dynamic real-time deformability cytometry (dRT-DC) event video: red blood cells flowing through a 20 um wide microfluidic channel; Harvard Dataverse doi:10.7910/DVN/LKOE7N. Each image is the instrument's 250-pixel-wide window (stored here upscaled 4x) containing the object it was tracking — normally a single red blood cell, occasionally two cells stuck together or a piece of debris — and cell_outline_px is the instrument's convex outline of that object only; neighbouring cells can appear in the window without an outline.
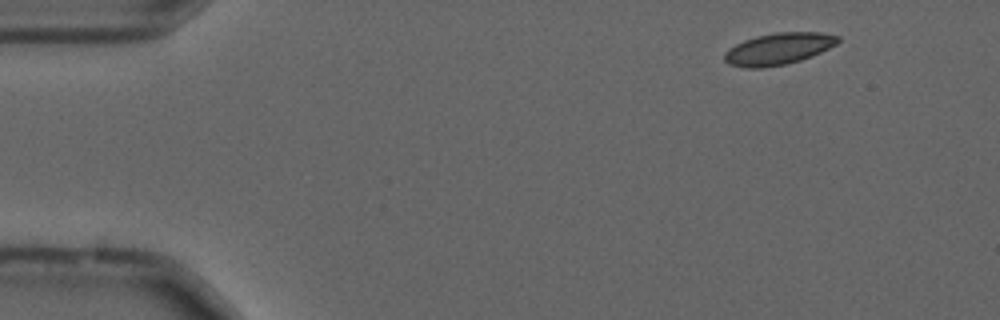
{"species": "common noctule bat (a hibernating species)", "species_latin": "Nyctalus noctula", "temperature_condition": "cold", "stored_images_in_passage": 49, "camera_frame_rate_fps": 3000, "um_per_image_px": 0.085, "animal": {"sex": "male", "forearm_length_mm": 52.5}, "frame": {"image": 1, "passage_image": 5, "time_ms": 1.333, "image_size_px": [1000, 320], "cell_outline_px": [[840, 40], [836, 44], [812, 56], [800, 60], [784, 64], [764, 68], [744, 68], [728, 64], [724, 60], [724, 52], [728, 48], [744, 40], [756, 36], [776, 32], [820, 32], [840, 36]], "centroid_in_image_um": [66.14, 4.15], "position_along_channel_um": 18.9, "area_um2": 21.04}}
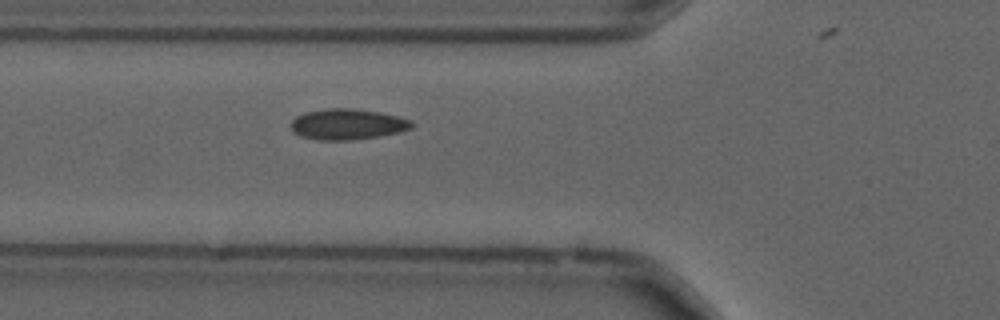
{"frame": {"image": 2, "passage_image": 19, "time_ms": 6.0, "image_size_px": [1000, 320], "cell_outline_px": [[412, 128], [400, 132], [380, 136], [352, 140], [320, 140], [300, 136], [292, 132], [292, 120], [296, 116], [304, 112], [328, 108], [352, 108], [380, 112], [412, 120]], "centroid_in_image_um": [29.53, 10.56], "position_along_channel_um": 96.3, "area_um2": 21.73}}
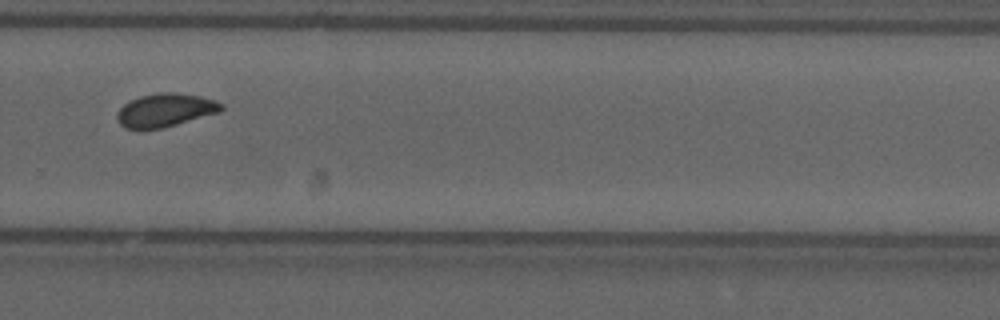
{"frame": {"image": 3, "passage_image": 37, "time_ms": 12.0, "image_size_px": [1000, 320], "cell_outline_px": [[224, 108], [220, 112], [176, 124], [144, 132], [136, 132], [124, 128], [116, 120], [116, 116], [120, 108], [124, 104], [140, 96], [160, 92], [172, 92], [200, 96], [216, 100], [224, 104]], "centroid_in_image_um": [14.0, 9.4], "position_along_channel_um": 315.8, "area_um2": 20.69}, "authors_computed_cell_mechanics": {"area_um2": 20.4612, "velocity_mm_per_s": 3.6646, "shape_relaxation_time_tau1_ms": 10.7305, "shape_relaxation_time_tau2_ms": 1.6686, "deformation_change_tau1": 0.137, "deformation_change_tau2": 0.0401}}